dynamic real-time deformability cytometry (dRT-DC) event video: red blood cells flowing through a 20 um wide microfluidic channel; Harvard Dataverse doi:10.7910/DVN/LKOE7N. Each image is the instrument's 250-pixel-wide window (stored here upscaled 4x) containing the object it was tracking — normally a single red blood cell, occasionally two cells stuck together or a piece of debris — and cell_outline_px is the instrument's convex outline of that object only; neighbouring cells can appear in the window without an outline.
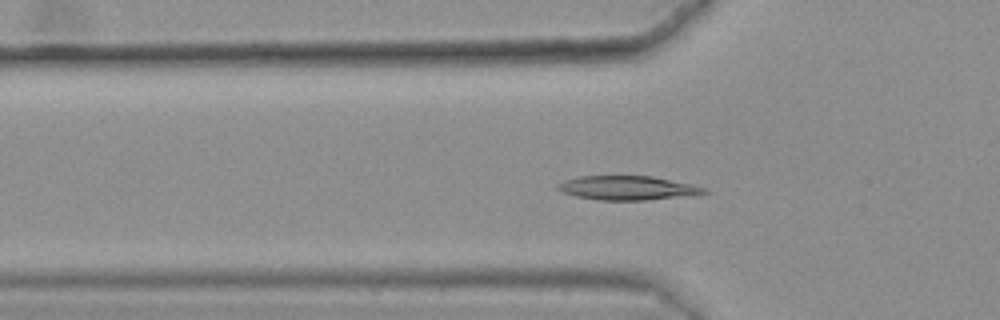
{"species": "common noctule bat (a hibernating species)", "species_latin": "Nyctalus noctula", "temperature_condition": "warm", "stored_images_in_passage": 32, "camera_frame_rate_fps": 3000, "um_per_image_px": 0.085, "animal": {"sex": "female", "body_mass_g": 25.1}, "frame": {"image": 1, "passage_image": 4, "time_ms": 1.0, "image_size_px": [1000, 320], "cell_outline_px": [[708, 192], [700, 196], [644, 200], [600, 200], [576, 196], [564, 192], [556, 188], [556, 184], [564, 180], [580, 176], [652, 176], [692, 184], [704, 188]], "centroid_in_image_um": [53.41, 15.98], "position_along_channel_um": 72.4, "area_um2": 20.75}}
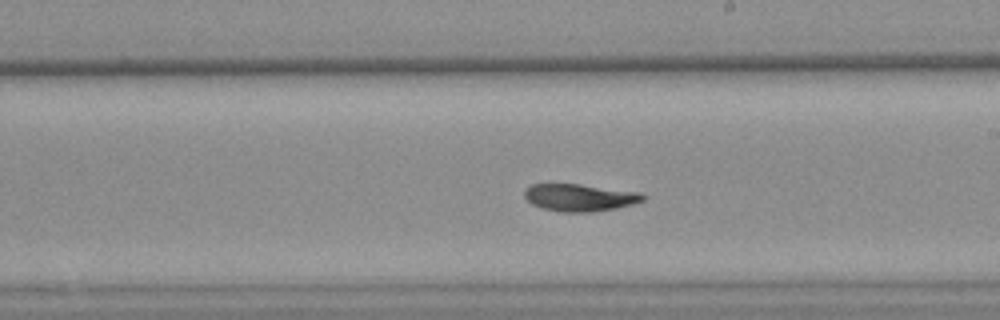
{"frame": {"image": 2, "passage_image": 18, "time_ms": 5.667, "image_size_px": [1000, 320], "cell_outline_px": [[644, 200], [632, 204], [616, 208], [592, 212], [560, 212], [540, 208], [532, 204], [524, 196], [524, 188], [532, 184], [580, 184], [640, 192], [644, 196]], "centroid_in_image_um": [49.24, 16.79], "position_along_channel_um": 239.8, "area_um2": 18.9}}
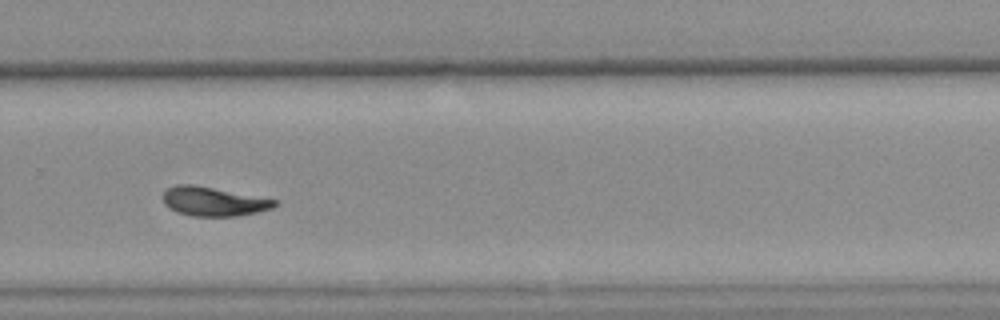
{"frame": {"image": 3, "passage_image": 24, "time_ms": 7.667, "image_size_px": [1000, 320], "cell_outline_px": [[276, 204], [272, 208], [256, 212], [236, 216], [192, 216], [176, 212], [164, 204], [164, 192], [168, 188], [176, 184], [192, 184], [276, 200]], "centroid_in_image_um": [18.1, 17.13], "position_along_channel_um": 311.7, "area_um2": 18.55}, "authors_computed_cell_mechanics": {"area_um2": 19.074, "velocity_mm_per_s": 3.5875, "shape_relaxation_time_tau1_ms": 9.4262, "shape_relaxation_time_tau2_ms": 7.9914, "deformation_change_tau1": 0.225, "deformation_change_tau2": 0.1379}}